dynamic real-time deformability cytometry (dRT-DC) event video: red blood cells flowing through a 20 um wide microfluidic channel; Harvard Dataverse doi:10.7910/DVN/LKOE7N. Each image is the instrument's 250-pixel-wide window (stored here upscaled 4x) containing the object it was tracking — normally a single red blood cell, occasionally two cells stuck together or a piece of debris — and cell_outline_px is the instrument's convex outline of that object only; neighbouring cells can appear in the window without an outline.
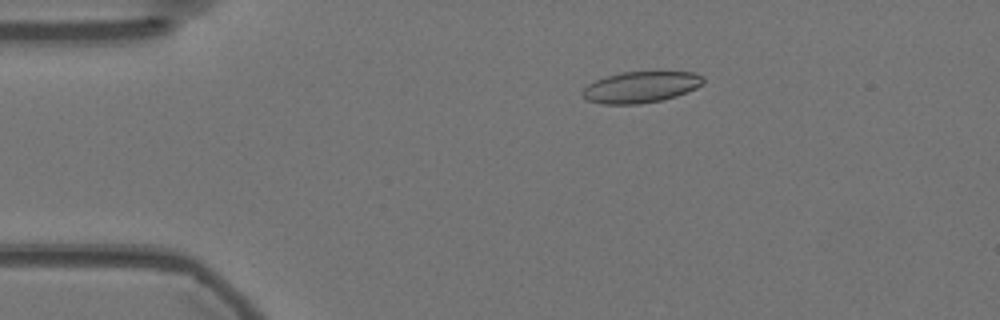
{"species": "Egyptian fruit bat (a non-hibernating species)", "species_latin": "Rousettus aegyptiacus", "temperature_condition": "warm", "stored_images_in_passage": 20, "camera_frame_rate_fps": 3000, "um_per_image_px": 0.085, "animal": {"sex": "female"}, "frame": {"image": 1, "passage_image": 11, "time_ms": 3.333, "image_size_px": [1000, 320], "cell_outline_px": [[704, 84], [696, 88], [676, 96], [660, 100], [640, 104], [604, 104], [588, 100], [580, 92], [588, 84], [604, 76], [620, 72], [696, 72], [704, 76]], "centroid_in_image_um": [54.48, 7.39], "position_along_channel_um": 30.5, "area_um2": 22.02}}
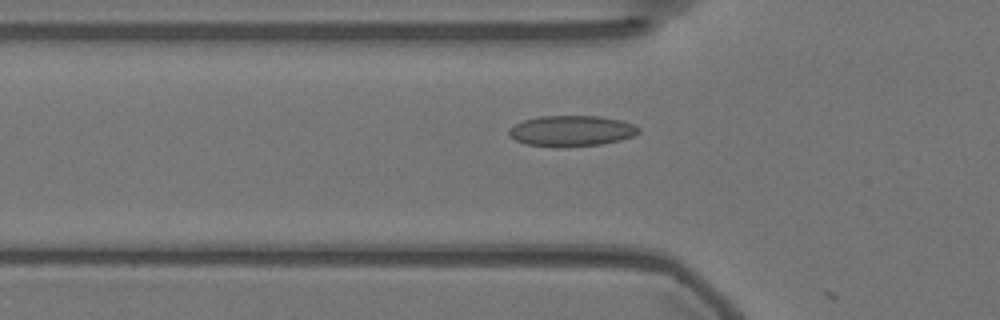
{"frame": {"image": 2, "passage_image": 19, "time_ms": 6.0, "image_size_px": [1000, 320], "cell_outline_px": [[640, 132], [632, 136], [620, 140], [600, 144], [528, 144], [516, 140], [508, 132], [508, 128], [524, 120], [540, 116], [600, 116], [620, 120], [632, 124], [640, 128]], "centroid_in_image_um": [48.61, 11.07], "position_along_channel_um": 77.2, "area_um2": 22.14}}